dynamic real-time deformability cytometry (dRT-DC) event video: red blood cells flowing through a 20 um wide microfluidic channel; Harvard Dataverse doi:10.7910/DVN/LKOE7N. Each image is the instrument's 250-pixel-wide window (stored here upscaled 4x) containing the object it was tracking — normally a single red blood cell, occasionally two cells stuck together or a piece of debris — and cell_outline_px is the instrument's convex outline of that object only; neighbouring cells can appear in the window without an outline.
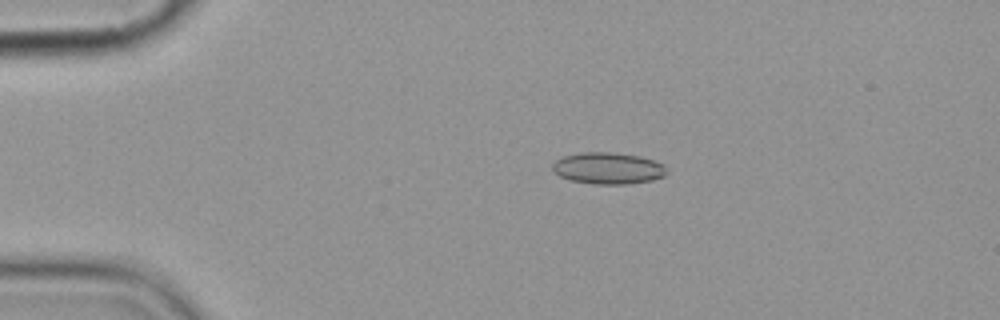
{"species": "common noctule bat (a hibernating species)", "species_latin": "Nyctalus noctula", "temperature_condition": "cold", "stored_images_in_passage": 8, "camera_frame_rate_fps": 3000, "um_per_image_px": 0.085, "animal": {"sex": "female", "body_mass_g": 19.9}, "frame": {"image": 1, "passage_image": 2, "time_ms": 1.0, "image_size_px": [1000, 320], "cell_outline_px": [[668, 172], [664, 176], [652, 180], [624, 184], [592, 184], [568, 180], [552, 172], [552, 164], [560, 156], [580, 152], [612, 152], [640, 156], [664, 164]], "centroid_in_image_um": [51.64, 14.29], "position_along_channel_um": 33.4, "area_um2": 21.33}}
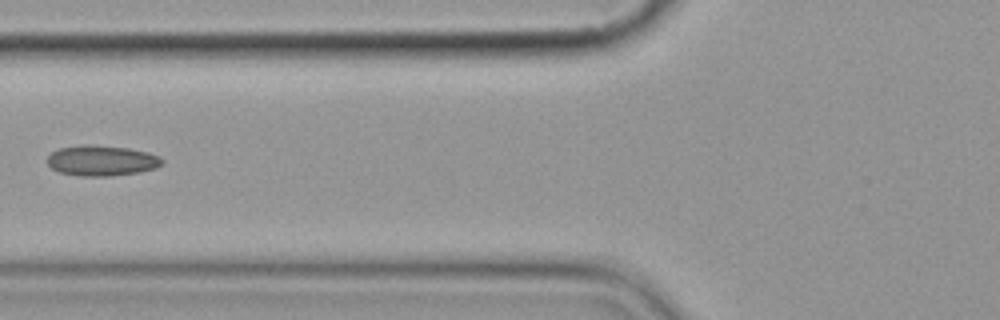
{"frame": {"image": 2, "passage_image": 5, "time_ms": 4.667, "image_size_px": [1000, 320], "cell_outline_px": [[164, 160], [156, 168], [136, 172], [108, 176], [80, 176], [60, 172], [52, 168], [48, 164], [48, 156], [52, 152], [60, 148], [84, 144], [92, 144], [128, 148], [148, 152]], "centroid_in_image_um": [8.61, 13.64], "position_along_channel_um": 117.2, "area_um2": 20.17}}
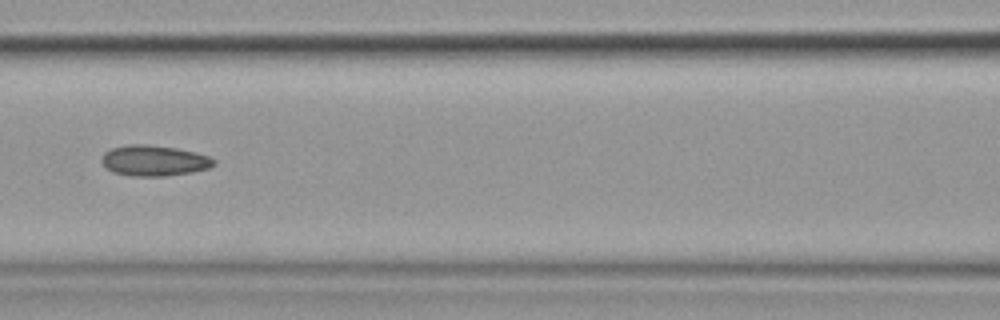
{"frame": {"image": 3, "passage_image": 6, "time_ms": 5.667, "image_size_px": [1000, 320], "cell_outline_px": [[216, 164], [208, 168], [192, 172], [164, 176], [132, 176], [112, 172], [104, 168], [100, 160], [104, 152], [112, 148], [128, 144], [148, 144], [176, 148], [196, 152], [208, 156], [216, 160]], "centroid_in_image_um": [13.06, 13.65], "position_along_channel_um": 153.5, "area_um2": 20.29}}